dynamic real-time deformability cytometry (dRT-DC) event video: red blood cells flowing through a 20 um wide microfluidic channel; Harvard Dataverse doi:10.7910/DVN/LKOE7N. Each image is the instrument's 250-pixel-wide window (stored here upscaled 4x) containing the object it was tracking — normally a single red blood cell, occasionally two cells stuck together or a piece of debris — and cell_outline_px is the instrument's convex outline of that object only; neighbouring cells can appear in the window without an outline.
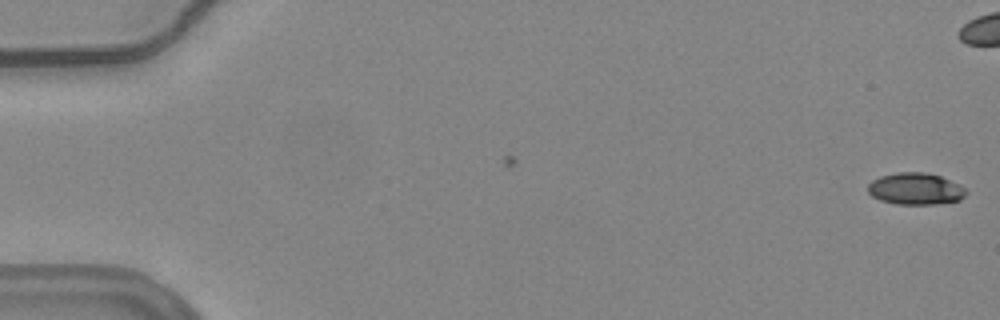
{"species": "common noctule bat (a hibernating species)", "species_latin": "Nyctalus noctula", "temperature_condition": "warm", "stored_images_in_passage": 2, "camera_frame_rate_fps": 3000, "um_per_image_px": 0.085, "animal": {"sex": "female", "body_mass_g": 24.6, "forearm_length_mm": 56.2}, "frame": {"image": 1, "passage_image": 2, "time_ms": 0.333, "image_size_px": [1000, 320], "cell_outline_px": [[968, 192], [960, 200], [936, 204], [896, 204], [880, 200], [872, 196], [868, 192], [868, 184], [872, 180], [880, 176], [896, 172], [924, 172], [940, 176], [964, 188]], "centroid_in_image_um": [77.78, 16.05], "position_along_channel_um": 7.2, "area_um2": 18.09}}